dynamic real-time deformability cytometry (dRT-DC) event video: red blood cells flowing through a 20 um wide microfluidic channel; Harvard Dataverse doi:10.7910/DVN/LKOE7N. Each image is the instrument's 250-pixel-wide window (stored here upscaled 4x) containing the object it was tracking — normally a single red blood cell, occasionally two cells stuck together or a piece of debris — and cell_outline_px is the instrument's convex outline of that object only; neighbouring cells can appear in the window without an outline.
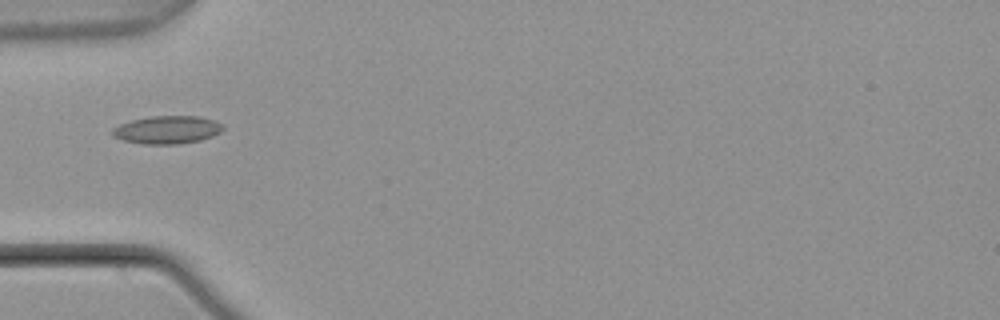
{"species": "common noctule bat (a hibernating species)", "species_latin": "Nyctalus noctula", "temperature_condition": "warm", "stored_images_in_passage": 2, "camera_frame_rate_fps": 3000, "um_per_image_px": 0.085, "animal": {"sex": "male", "body_mass_g": 21.5, "forearm_length_mm": 52.0}, "frame": {"image": 1, "passage_image": 2, "time_ms": 0.333, "image_size_px": [1000, 320], "cell_outline_px": [[224, 128], [220, 132], [212, 136], [200, 140], [176, 144], [140, 144], [124, 140], [112, 136], [108, 132], [112, 128], [120, 124], [132, 120], [152, 116], [200, 116], [224, 124]], "centroid_in_image_um": [14.18, 11.03], "position_along_channel_um": 70.8, "area_um2": 18.09}}